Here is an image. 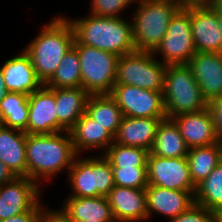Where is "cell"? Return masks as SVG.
Wrapping results in <instances>:
<instances>
[{
    "instance_id": "obj_1",
    "label": "cell",
    "mask_w": 222,
    "mask_h": 222,
    "mask_svg": "<svg viewBox=\"0 0 222 222\" xmlns=\"http://www.w3.org/2000/svg\"><path fill=\"white\" fill-rule=\"evenodd\" d=\"M76 156L69 131L26 134L27 177L42 187L44 181L49 183L57 174L68 172Z\"/></svg>"
},
{
    "instance_id": "obj_2",
    "label": "cell",
    "mask_w": 222,
    "mask_h": 222,
    "mask_svg": "<svg viewBox=\"0 0 222 222\" xmlns=\"http://www.w3.org/2000/svg\"><path fill=\"white\" fill-rule=\"evenodd\" d=\"M73 26L74 44H83L121 57L135 51L132 21L123 17L88 14L69 19Z\"/></svg>"
},
{
    "instance_id": "obj_3",
    "label": "cell",
    "mask_w": 222,
    "mask_h": 222,
    "mask_svg": "<svg viewBox=\"0 0 222 222\" xmlns=\"http://www.w3.org/2000/svg\"><path fill=\"white\" fill-rule=\"evenodd\" d=\"M43 25L39 34L23 49L29 55L38 79L45 85L73 47L75 34L66 15H57Z\"/></svg>"
},
{
    "instance_id": "obj_4",
    "label": "cell",
    "mask_w": 222,
    "mask_h": 222,
    "mask_svg": "<svg viewBox=\"0 0 222 222\" xmlns=\"http://www.w3.org/2000/svg\"><path fill=\"white\" fill-rule=\"evenodd\" d=\"M131 15L135 51L154 52L181 8L169 0H137Z\"/></svg>"
},
{
    "instance_id": "obj_5",
    "label": "cell",
    "mask_w": 222,
    "mask_h": 222,
    "mask_svg": "<svg viewBox=\"0 0 222 222\" xmlns=\"http://www.w3.org/2000/svg\"><path fill=\"white\" fill-rule=\"evenodd\" d=\"M167 118L195 113L207 108L197 81L187 64H169L164 75L162 92Z\"/></svg>"
},
{
    "instance_id": "obj_6",
    "label": "cell",
    "mask_w": 222,
    "mask_h": 222,
    "mask_svg": "<svg viewBox=\"0 0 222 222\" xmlns=\"http://www.w3.org/2000/svg\"><path fill=\"white\" fill-rule=\"evenodd\" d=\"M153 52L134 51L118 57L115 84L163 92L167 65Z\"/></svg>"
},
{
    "instance_id": "obj_7",
    "label": "cell",
    "mask_w": 222,
    "mask_h": 222,
    "mask_svg": "<svg viewBox=\"0 0 222 222\" xmlns=\"http://www.w3.org/2000/svg\"><path fill=\"white\" fill-rule=\"evenodd\" d=\"M73 46L79 55L81 87L90 95L110 94L115 84L118 56L83 44Z\"/></svg>"
},
{
    "instance_id": "obj_8",
    "label": "cell",
    "mask_w": 222,
    "mask_h": 222,
    "mask_svg": "<svg viewBox=\"0 0 222 222\" xmlns=\"http://www.w3.org/2000/svg\"><path fill=\"white\" fill-rule=\"evenodd\" d=\"M196 53L190 23V6L181 7L172 17L165 36L153 54L162 63L187 64Z\"/></svg>"
},
{
    "instance_id": "obj_9",
    "label": "cell",
    "mask_w": 222,
    "mask_h": 222,
    "mask_svg": "<svg viewBox=\"0 0 222 222\" xmlns=\"http://www.w3.org/2000/svg\"><path fill=\"white\" fill-rule=\"evenodd\" d=\"M110 96L116 101L125 117L167 118L162 92L114 84Z\"/></svg>"
},
{
    "instance_id": "obj_10",
    "label": "cell",
    "mask_w": 222,
    "mask_h": 222,
    "mask_svg": "<svg viewBox=\"0 0 222 222\" xmlns=\"http://www.w3.org/2000/svg\"><path fill=\"white\" fill-rule=\"evenodd\" d=\"M148 185L160 186L181 191H196L190 177L187 157L166 158L153 155L147 156Z\"/></svg>"
},
{
    "instance_id": "obj_11",
    "label": "cell",
    "mask_w": 222,
    "mask_h": 222,
    "mask_svg": "<svg viewBox=\"0 0 222 222\" xmlns=\"http://www.w3.org/2000/svg\"><path fill=\"white\" fill-rule=\"evenodd\" d=\"M41 187L28 177H15L0 186V221L33 209L42 199Z\"/></svg>"
},
{
    "instance_id": "obj_12",
    "label": "cell",
    "mask_w": 222,
    "mask_h": 222,
    "mask_svg": "<svg viewBox=\"0 0 222 222\" xmlns=\"http://www.w3.org/2000/svg\"><path fill=\"white\" fill-rule=\"evenodd\" d=\"M190 23L196 52L222 53L217 10L208 1L190 6Z\"/></svg>"
},
{
    "instance_id": "obj_13",
    "label": "cell",
    "mask_w": 222,
    "mask_h": 222,
    "mask_svg": "<svg viewBox=\"0 0 222 222\" xmlns=\"http://www.w3.org/2000/svg\"><path fill=\"white\" fill-rule=\"evenodd\" d=\"M28 125L26 134H53L65 131L57 123L55 93L45 85L28 96Z\"/></svg>"
},
{
    "instance_id": "obj_14",
    "label": "cell",
    "mask_w": 222,
    "mask_h": 222,
    "mask_svg": "<svg viewBox=\"0 0 222 222\" xmlns=\"http://www.w3.org/2000/svg\"><path fill=\"white\" fill-rule=\"evenodd\" d=\"M187 65L207 102L222 94V53L196 52Z\"/></svg>"
},
{
    "instance_id": "obj_15",
    "label": "cell",
    "mask_w": 222,
    "mask_h": 222,
    "mask_svg": "<svg viewBox=\"0 0 222 222\" xmlns=\"http://www.w3.org/2000/svg\"><path fill=\"white\" fill-rule=\"evenodd\" d=\"M116 222H144L148 220L145 189L114 186L107 195Z\"/></svg>"
},
{
    "instance_id": "obj_16",
    "label": "cell",
    "mask_w": 222,
    "mask_h": 222,
    "mask_svg": "<svg viewBox=\"0 0 222 222\" xmlns=\"http://www.w3.org/2000/svg\"><path fill=\"white\" fill-rule=\"evenodd\" d=\"M8 58L0 69L3 74L6 88L9 92L29 96L39 90L43 83L38 79L29 55L24 51Z\"/></svg>"
},
{
    "instance_id": "obj_17",
    "label": "cell",
    "mask_w": 222,
    "mask_h": 222,
    "mask_svg": "<svg viewBox=\"0 0 222 222\" xmlns=\"http://www.w3.org/2000/svg\"><path fill=\"white\" fill-rule=\"evenodd\" d=\"M147 196L148 220L154 214L175 218L186 211L194 203L195 191L167 189L160 186L148 185L145 189Z\"/></svg>"
},
{
    "instance_id": "obj_18",
    "label": "cell",
    "mask_w": 222,
    "mask_h": 222,
    "mask_svg": "<svg viewBox=\"0 0 222 222\" xmlns=\"http://www.w3.org/2000/svg\"><path fill=\"white\" fill-rule=\"evenodd\" d=\"M171 119L178 126L180 134L189 148L209 146L220 142L207 108L195 113L179 114Z\"/></svg>"
},
{
    "instance_id": "obj_19",
    "label": "cell",
    "mask_w": 222,
    "mask_h": 222,
    "mask_svg": "<svg viewBox=\"0 0 222 222\" xmlns=\"http://www.w3.org/2000/svg\"><path fill=\"white\" fill-rule=\"evenodd\" d=\"M69 132L77 155L87 153L88 150L97 151V149L103 150L101 154H104L114 143V137L86 112Z\"/></svg>"
},
{
    "instance_id": "obj_20",
    "label": "cell",
    "mask_w": 222,
    "mask_h": 222,
    "mask_svg": "<svg viewBox=\"0 0 222 222\" xmlns=\"http://www.w3.org/2000/svg\"><path fill=\"white\" fill-rule=\"evenodd\" d=\"M166 118H137L123 116L114 143L141 147L149 152L155 142L157 129Z\"/></svg>"
},
{
    "instance_id": "obj_21",
    "label": "cell",
    "mask_w": 222,
    "mask_h": 222,
    "mask_svg": "<svg viewBox=\"0 0 222 222\" xmlns=\"http://www.w3.org/2000/svg\"><path fill=\"white\" fill-rule=\"evenodd\" d=\"M0 162L16 177H27L26 133L0 124Z\"/></svg>"
},
{
    "instance_id": "obj_22",
    "label": "cell",
    "mask_w": 222,
    "mask_h": 222,
    "mask_svg": "<svg viewBox=\"0 0 222 222\" xmlns=\"http://www.w3.org/2000/svg\"><path fill=\"white\" fill-rule=\"evenodd\" d=\"M60 210L71 222L115 221L107 196L73 197L67 195Z\"/></svg>"
},
{
    "instance_id": "obj_23",
    "label": "cell",
    "mask_w": 222,
    "mask_h": 222,
    "mask_svg": "<svg viewBox=\"0 0 222 222\" xmlns=\"http://www.w3.org/2000/svg\"><path fill=\"white\" fill-rule=\"evenodd\" d=\"M50 89L55 93L57 123L69 131L86 112L90 94L82 87Z\"/></svg>"
},
{
    "instance_id": "obj_24",
    "label": "cell",
    "mask_w": 222,
    "mask_h": 222,
    "mask_svg": "<svg viewBox=\"0 0 222 222\" xmlns=\"http://www.w3.org/2000/svg\"><path fill=\"white\" fill-rule=\"evenodd\" d=\"M189 149L176 123L170 118L162 120L150 152L156 156L178 158L187 157Z\"/></svg>"
},
{
    "instance_id": "obj_25",
    "label": "cell",
    "mask_w": 222,
    "mask_h": 222,
    "mask_svg": "<svg viewBox=\"0 0 222 222\" xmlns=\"http://www.w3.org/2000/svg\"><path fill=\"white\" fill-rule=\"evenodd\" d=\"M77 155L68 170L69 182L73 197H97V187L94 180V156Z\"/></svg>"
},
{
    "instance_id": "obj_26",
    "label": "cell",
    "mask_w": 222,
    "mask_h": 222,
    "mask_svg": "<svg viewBox=\"0 0 222 222\" xmlns=\"http://www.w3.org/2000/svg\"><path fill=\"white\" fill-rule=\"evenodd\" d=\"M86 113L115 137L123 114L110 94L90 95Z\"/></svg>"
},
{
    "instance_id": "obj_27",
    "label": "cell",
    "mask_w": 222,
    "mask_h": 222,
    "mask_svg": "<svg viewBox=\"0 0 222 222\" xmlns=\"http://www.w3.org/2000/svg\"><path fill=\"white\" fill-rule=\"evenodd\" d=\"M187 160L190 177L197 186L222 162V141L209 146L190 148Z\"/></svg>"
},
{
    "instance_id": "obj_28",
    "label": "cell",
    "mask_w": 222,
    "mask_h": 222,
    "mask_svg": "<svg viewBox=\"0 0 222 222\" xmlns=\"http://www.w3.org/2000/svg\"><path fill=\"white\" fill-rule=\"evenodd\" d=\"M28 96L8 92L0 101V124L25 131L28 125Z\"/></svg>"
},
{
    "instance_id": "obj_29",
    "label": "cell",
    "mask_w": 222,
    "mask_h": 222,
    "mask_svg": "<svg viewBox=\"0 0 222 222\" xmlns=\"http://www.w3.org/2000/svg\"><path fill=\"white\" fill-rule=\"evenodd\" d=\"M194 202L217 215L222 212V162L196 186Z\"/></svg>"
},
{
    "instance_id": "obj_30",
    "label": "cell",
    "mask_w": 222,
    "mask_h": 222,
    "mask_svg": "<svg viewBox=\"0 0 222 222\" xmlns=\"http://www.w3.org/2000/svg\"><path fill=\"white\" fill-rule=\"evenodd\" d=\"M45 86L48 88L81 87L79 55L74 46L64 55L55 74L45 84Z\"/></svg>"
},
{
    "instance_id": "obj_31",
    "label": "cell",
    "mask_w": 222,
    "mask_h": 222,
    "mask_svg": "<svg viewBox=\"0 0 222 222\" xmlns=\"http://www.w3.org/2000/svg\"><path fill=\"white\" fill-rule=\"evenodd\" d=\"M148 153V150L141 147L113 143L103 155L109 160L112 168H147Z\"/></svg>"
},
{
    "instance_id": "obj_32",
    "label": "cell",
    "mask_w": 222,
    "mask_h": 222,
    "mask_svg": "<svg viewBox=\"0 0 222 222\" xmlns=\"http://www.w3.org/2000/svg\"><path fill=\"white\" fill-rule=\"evenodd\" d=\"M94 180L97 197L107 196L115 186L113 170L109 160L103 155H94Z\"/></svg>"
},
{
    "instance_id": "obj_33",
    "label": "cell",
    "mask_w": 222,
    "mask_h": 222,
    "mask_svg": "<svg viewBox=\"0 0 222 222\" xmlns=\"http://www.w3.org/2000/svg\"><path fill=\"white\" fill-rule=\"evenodd\" d=\"M115 186L146 189L148 186L147 168H112Z\"/></svg>"
},
{
    "instance_id": "obj_34",
    "label": "cell",
    "mask_w": 222,
    "mask_h": 222,
    "mask_svg": "<svg viewBox=\"0 0 222 222\" xmlns=\"http://www.w3.org/2000/svg\"><path fill=\"white\" fill-rule=\"evenodd\" d=\"M89 14L105 17H122L137 0H90ZM122 13V14H121Z\"/></svg>"
},
{
    "instance_id": "obj_35",
    "label": "cell",
    "mask_w": 222,
    "mask_h": 222,
    "mask_svg": "<svg viewBox=\"0 0 222 222\" xmlns=\"http://www.w3.org/2000/svg\"><path fill=\"white\" fill-rule=\"evenodd\" d=\"M168 222H218V215L194 202L186 211Z\"/></svg>"
},
{
    "instance_id": "obj_36",
    "label": "cell",
    "mask_w": 222,
    "mask_h": 222,
    "mask_svg": "<svg viewBox=\"0 0 222 222\" xmlns=\"http://www.w3.org/2000/svg\"><path fill=\"white\" fill-rule=\"evenodd\" d=\"M213 123L215 133L220 141H222V94L207 103Z\"/></svg>"
},
{
    "instance_id": "obj_37",
    "label": "cell",
    "mask_w": 222,
    "mask_h": 222,
    "mask_svg": "<svg viewBox=\"0 0 222 222\" xmlns=\"http://www.w3.org/2000/svg\"><path fill=\"white\" fill-rule=\"evenodd\" d=\"M45 208V205L40 201L33 209L28 212L10 217L0 222H39L40 215Z\"/></svg>"
},
{
    "instance_id": "obj_38",
    "label": "cell",
    "mask_w": 222,
    "mask_h": 222,
    "mask_svg": "<svg viewBox=\"0 0 222 222\" xmlns=\"http://www.w3.org/2000/svg\"><path fill=\"white\" fill-rule=\"evenodd\" d=\"M39 222H71L68 217L60 210L56 209L52 210V208H47V206L43 209Z\"/></svg>"
},
{
    "instance_id": "obj_39",
    "label": "cell",
    "mask_w": 222,
    "mask_h": 222,
    "mask_svg": "<svg viewBox=\"0 0 222 222\" xmlns=\"http://www.w3.org/2000/svg\"><path fill=\"white\" fill-rule=\"evenodd\" d=\"M15 177L16 176L10 171V169L5 164L0 162V186L10 182Z\"/></svg>"
},
{
    "instance_id": "obj_40",
    "label": "cell",
    "mask_w": 222,
    "mask_h": 222,
    "mask_svg": "<svg viewBox=\"0 0 222 222\" xmlns=\"http://www.w3.org/2000/svg\"><path fill=\"white\" fill-rule=\"evenodd\" d=\"M169 1L176 3L180 7H189L195 4L203 3L207 0H169Z\"/></svg>"
},
{
    "instance_id": "obj_41",
    "label": "cell",
    "mask_w": 222,
    "mask_h": 222,
    "mask_svg": "<svg viewBox=\"0 0 222 222\" xmlns=\"http://www.w3.org/2000/svg\"><path fill=\"white\" fill-rule=\"evenodd\" d=\"M8 90L5 85V81L3 79V74L0 69V101L8 94Z\"/></svg>"
},
{
    "instance_id": "obj_42",
    "label": "cell",
    "mask_w": 222,
    "mask_h": 222,
    "mask_svg": "<svg viewBox=\"0 0 222 222\" xmlns=\"http://www.w3.org/2000/svg\"><path fill=\"white\" fill-rule=\"evenodd\" d=\"M207 1L215 10L222 12V0H207Z\"/></svg>"
},
{
    "instance_id": "obj_43",
    "label": "cell",
    "mask_w": 222,
    "mask_h": 222,
    "mask_svg": "<svg viewBox=\"0 0 222 222\" xmlns=\"http://www.w3.org/2000/svg\"><path fill=\"white\" fill-rule=\"evenodd\" d=\"M217 16H218L219 27H220V30L222 32V12L221 11H217Z\"/></svg>"
},
{
    "instance_id": "obj_44",
    "label": "cell",
    "mask_w": 222,
    "mask_h": 222,
    "mask_svg": "<svg viewBox=\"0 0 222 222\" xmlns=\"http://www.w3.org/2000/svg\"><path fill=\"white\" fill-rule=\"evenodd\" d=\"M82 222H116V221H89L87 220V221H82Z\"/></svg>"
},
{
    "instance_id": "obj_45",
    "label": "cell",
    "mask_w": 222,
    "mask_h": 222,
    "mask_svg": "<svg viewBox=\"0 0 222 222\" xmlns=\"http://www.w3.org/2000/svg\"><path fill=\"white\" fill-rule=\"evenodd\" d=\"M218 222H222V212L218 215Z\"/></svg>"
}]
</instances>
